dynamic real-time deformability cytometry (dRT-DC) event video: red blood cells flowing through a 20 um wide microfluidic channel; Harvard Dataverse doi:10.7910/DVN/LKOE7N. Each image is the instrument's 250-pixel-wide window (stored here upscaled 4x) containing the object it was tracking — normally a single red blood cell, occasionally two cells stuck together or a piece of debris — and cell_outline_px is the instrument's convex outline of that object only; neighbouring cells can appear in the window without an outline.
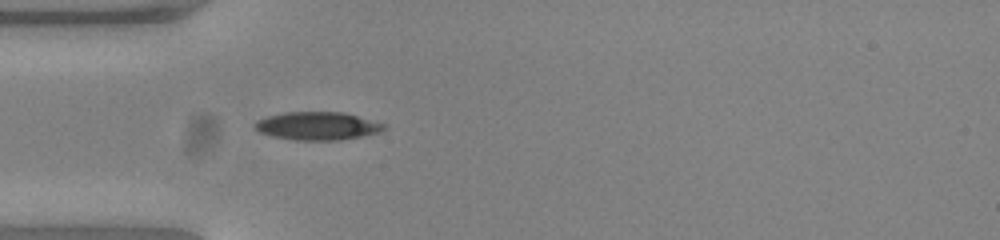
{"species": "common noctule bat (a hibernating species)", "species_latin": "Nyctalus noctula", "temperature_condition": "warm", "stored_images_in_passage": 38, "camera_frame_rate_fps": 3000, "um_per_image_px": 0.085, "animal": {"sex": "female", "body_mass_g": 23.0, "forearm_length_mm": 53.4}, "frame": {"image": 1, "passage_image": 1, "time_ms": 0.0, "image_size_px": [1000, 240], "cell_outline_px": [[388, 128], [380, 132], [360, 136], [336, 140], [296, 140], [272, 136], [260, 132], [252, 124], [256, 120], [268, 116], [284, 112], [344, 112], [384, 124]], "centroid_in_image_um": [26.96, 10.7], "position_along_channel_um": 58.0, "area_um2": 20.98}}
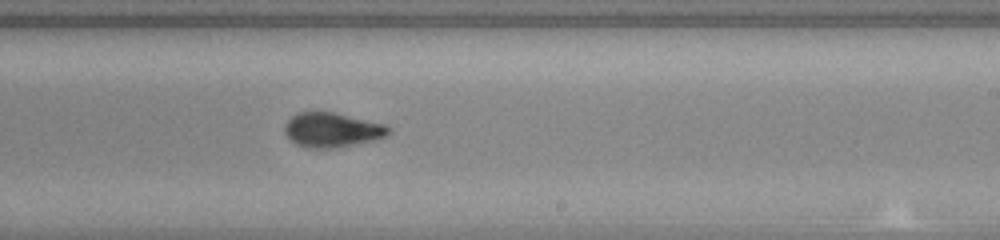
{"frame": {"image": 2, "passage_image": 17, "time_ms": 5.333, "image_size_px": [1000, 240], "cell_outline_px": [[388, 132], [384, 136], [372, 140], [336, 148], [308, 148], [296, 144], [284, 132], [284, 124], [296, 112], [332, 112], [384, 124], [388, 128]], "centroid_in_image_um": [28.15, 11.04], "position_along_channel_um": 260.9, "area_um2": 20.52}}
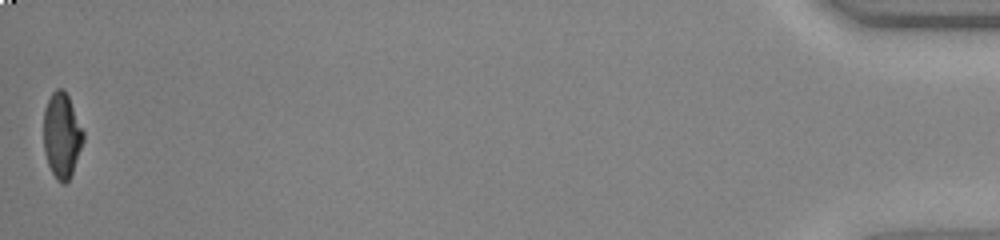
{"frame": {"image": 3, "passage_image": 38, "time_ms": 12.333, "image_size_px": [1000, 240], "cell_outline_px": [[84, 140], [72, 172], [68, 180], [64, 184], [60, 184], [56, 180], [48, 164], [44, 152], [44, 108], [52, 92], [56, 88], [64, 88], [68, 96], [84, 132]], "centroid_in_image_um": [5.25, 11.5], "position_along_channel_um": 430.0, "area_um2": 19.65}, "authors_computed_cell_mechanics": {"area_um2": 20.7791, "velocity_mm_per_s": 3.8594, "shape_relaxation_time_tau1_ms": 3.9995, "shape_relaxation_time_tau2_ms": 1.2656, "deformation_change_tau1": 0.1766, "deformation_change_tau2": 0.0631}}